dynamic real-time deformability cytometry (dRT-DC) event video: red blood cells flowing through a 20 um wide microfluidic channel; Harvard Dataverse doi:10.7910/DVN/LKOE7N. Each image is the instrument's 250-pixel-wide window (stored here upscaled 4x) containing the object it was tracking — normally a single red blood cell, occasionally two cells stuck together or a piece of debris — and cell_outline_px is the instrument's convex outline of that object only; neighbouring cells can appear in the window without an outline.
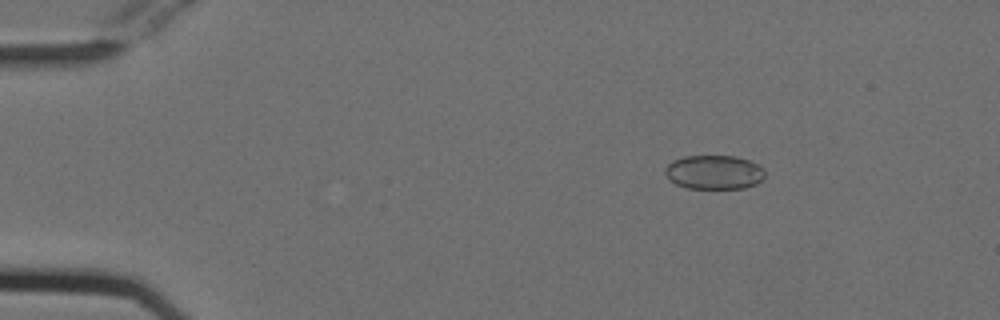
{"species": "Egyptian fruit bat (a non-hibernating species)", "species_latin": "Rousettus aegyptiacus", "temperature_condition": "cold", "stored_images_in_passage": 50, "camera_frame_rate_fps": 3000, "um_per_image_px": 0.085, "animal": {"sex": "female"}, "frame": {"image": 1, "passage_image": 5, "time_ms": 1.333, "image_size_px": [1000, 320], "cell_outline_px": [[764, 176], [756, 184], [744, 188], [688, 188], [676, 184], [668, 180], [664, 172], [664, 168], [672, 160], [684, 156], [736, 156], [748, 160], [764, 168]], "centroid_in_image_um": [60.66, 14.63], "position_along_channel_um": 24.3, "area_um2": 19.88}}
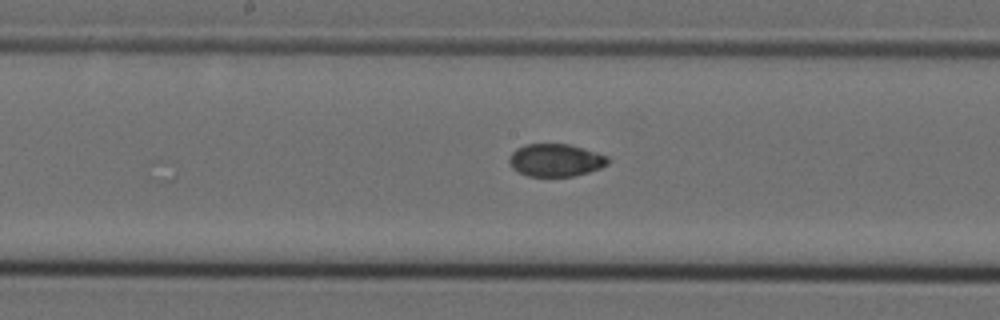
{"frame": {"image": 2, "passage_image": 25, "time_ms": 8.0, "image_size_px": [1000, 320], "cell_outline_px": [[608, 164], [600, 168], [588, 172], [572, 176], [528, 176], [512, 168], [508, 160], [512, 152], [516, 148], [524, 144], [568, 144], [596, 152], [608, 156]], "centroid_in_image_um": [47.21, 13.61], "position_along_channel_um": 201.0, "area_um2": 18.67}}
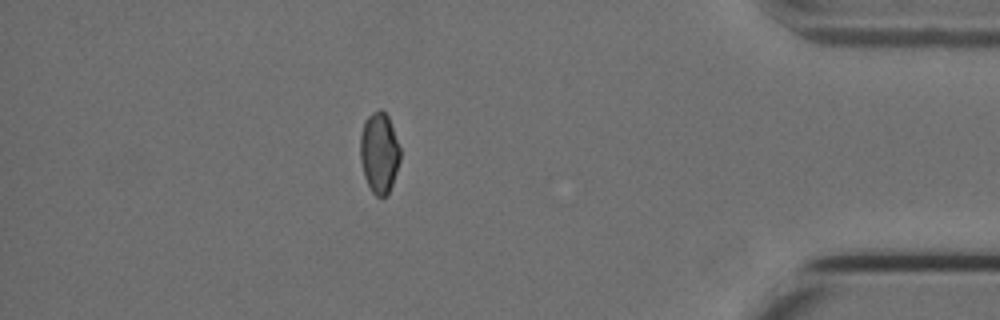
{"frame": {"image": 3, "passage_image": 44, "time_ms": 14.333, "image_size_px": [1000, 320], "cell_outline_px": [[400, 160], [392, 184], [388, 192], [384, 196], [376, 196], [372, 192], [364, 176], [360, 160], [360, 136], [364, 120], [372, 112], [380, 108], [388, 116], [400, 148]], "centroid_in_image_um": [32.22, 12.96], "position_along_channel_um": 403.0, "area_um2": 18.73}, "authors_computed_cell_mechanics": {"area_um2": 19.5364, "velocity_mm_per_s": 3.8076, "shape_relaxation_time_tau1_ms": null, "shape_relaxation_time_tau2_ms": 3.5907, "deformation_change_tau1": null, "deformation_change_tau2": 0.0406}}